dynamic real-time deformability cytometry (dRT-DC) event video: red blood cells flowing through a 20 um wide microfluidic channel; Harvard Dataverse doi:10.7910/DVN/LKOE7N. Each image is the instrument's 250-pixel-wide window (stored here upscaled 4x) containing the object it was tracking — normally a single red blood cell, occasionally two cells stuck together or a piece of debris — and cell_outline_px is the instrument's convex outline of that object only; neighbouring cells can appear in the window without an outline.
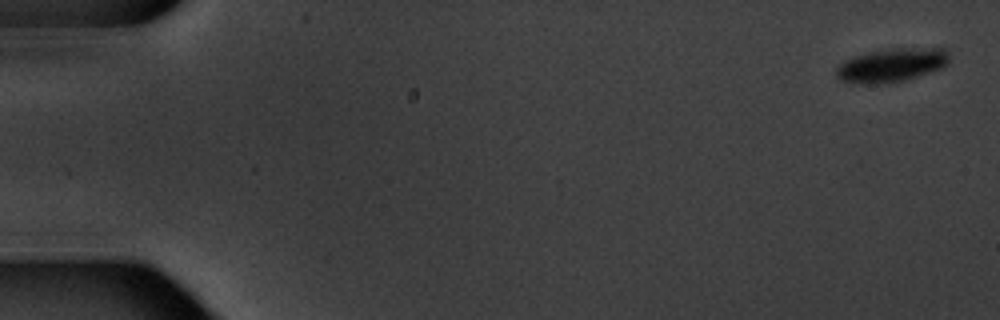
{"species": "common noctule bat (a hibernating species)", "species_latin": "Nyctalus noctula", "temperature_condition": "warm", "stored_images_in_passage": 6, "camera_frame_rate_fps": 3000, "um_per_image_px": 0.085, "animal": {"sex": "male", "body_mass_g": 20.1, "forearm_length_mm": 53.5}, "frame": {"image": 1, "passage_image": 6, "time_ms": 7.0, "image_size_px": [1000, 320], "cell_outline_px": [[948, 64], [940, 68], [916, 76], [900, 80], [840, 80], [836, 76], [836, 68], [844, 60], [868, 52], [896, 48], [948, 48]], "centroid_in_image_um": [75.86, 5.45], "position_along_channel_um": 9.1, "area_um2": 20.69}}